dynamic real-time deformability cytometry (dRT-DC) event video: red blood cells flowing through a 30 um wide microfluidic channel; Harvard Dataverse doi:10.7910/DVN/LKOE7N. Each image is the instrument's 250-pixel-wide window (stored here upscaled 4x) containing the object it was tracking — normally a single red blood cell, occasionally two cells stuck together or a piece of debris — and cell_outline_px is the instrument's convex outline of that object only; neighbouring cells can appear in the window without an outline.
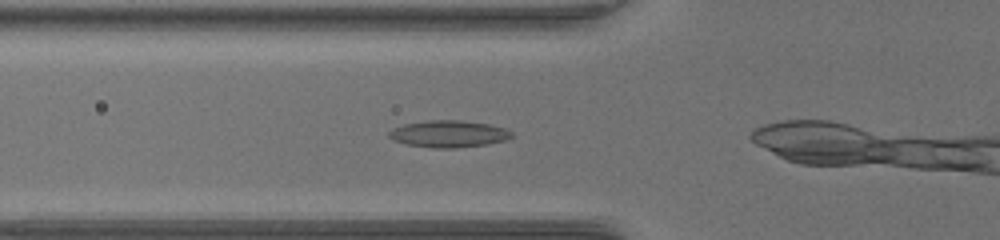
{"species": "common noctule bat (a hibernating species)", "species_latin": "Nyctalus noctula", "temperature_condition": "warm", "stored_images_in_passage": 16, "camera_frame_rate_fps": 3000, "um_per_image_px": 0.085, "animal": {"sex": "female", "body_mass_g": 17.0, "forearm_length_mm": 48.0}, "frame": {"image": 1, "passage_image": 5, "time_ms": 1.333, "image_size_px": [1000, 240], "cell_outline_px": [[512, 136], [504, 140], [488, 144], [456, 148], [432, 148], [404, 144], [392, 140], [388, 136], [388, 132], [392, 128], [404, 124], [428, 120], [456, 120], [488, 124], [504, 128], [512, 132]], "centroid_in_image_um": [38.07, 11.39], "position_along_channel_um": 87.7, "area_um2": 19.25}}
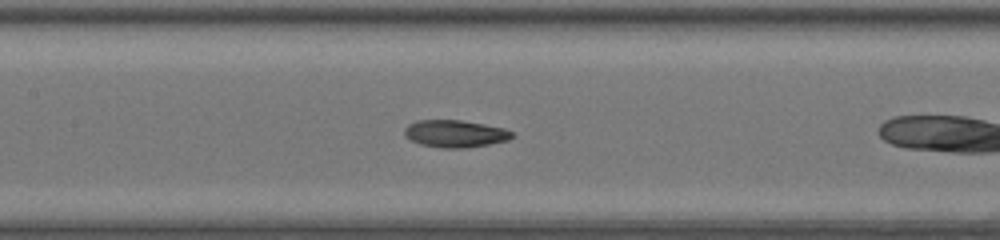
{"frame": {"image": 2, "passage_image": 11, "time_ms": 3.333, "image_size_px": [1000, 240], "cell_outline_px": [[512, 136], [508, 140], [488, 144], [464, 148], [440, 148], [420, 144], [404, 136], [404, 128], [408, 124], [416, 120], [460, 120], [484, 124], [504, 128], [512, 132]], "centroid_in_image_um": [38.64, 11.36], "position_along_channel_um": 168.8, "area_um2": 17.05}}
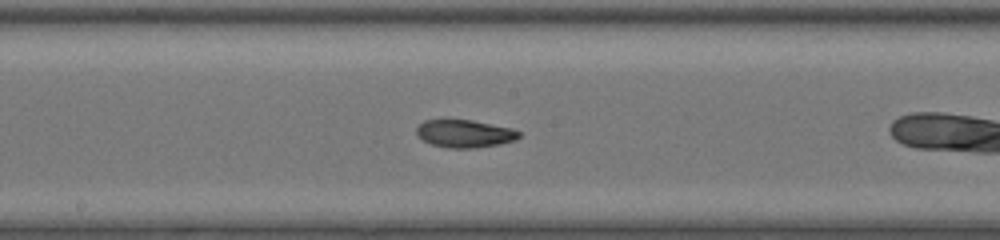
{"frame": {"image": 3, "passage_image": 14, "time_ms": 4.333, "image_size_px": [1000, 240], "cell_outline_px": [[520, 136], [516, 140], [500, 144], [476, 148], [448, 148], [432, 144], [416, 136], [416, 128], [424, 120], [448, 116], [472, 120], [512, 128], [520, 132]], "centroid_in_image_um": [39.45, 11.31], "position_along_channel_um": 208.8, "area_um2": 17.28}}